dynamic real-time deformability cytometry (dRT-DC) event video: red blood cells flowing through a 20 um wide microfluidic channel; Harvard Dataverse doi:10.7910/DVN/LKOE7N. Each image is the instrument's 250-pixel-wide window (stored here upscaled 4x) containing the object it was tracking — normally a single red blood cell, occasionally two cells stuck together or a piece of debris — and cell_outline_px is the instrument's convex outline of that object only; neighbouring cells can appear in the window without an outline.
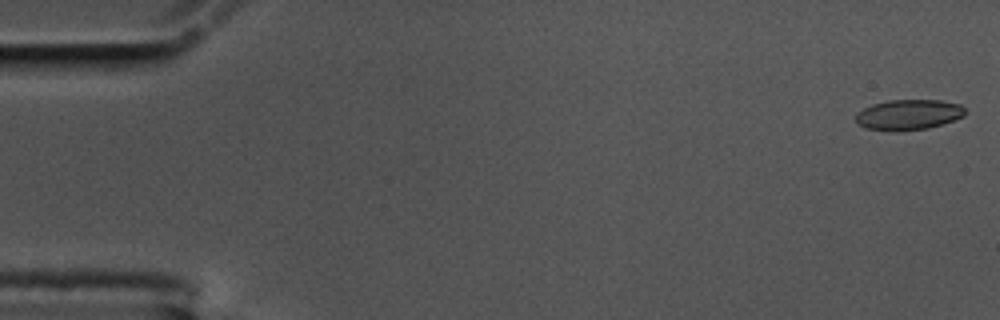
{"species": "common noctule bat (a hibernating species)", "species_latin": "Nyctalus noctula", "temperature_condition": "cold", "stored_images_in_passage": 57, "camera_frame_rate_fps": 3000, "um_per_image_px": 0.085, "animal": {"sex": "male", "body_mass_g": 17.5, "forearm_length_mm": 52.3}, "frame": {"image": 1, "passage_image": 1, "time_ms": 0.0, "image_size_px": [1000, 320], "cell_outline_px": [[964, 116], [928, 128], [900, 132], [896, 132], [864, 128], [856, 120], [856, 112], [872, 104], [888, 100], [940, 100], [960, 104], [964, 108]], "centroid_in_image_um": [77.19, 9.75], "position_along_channel_um": 7.8, "area_um2": 19.42}}
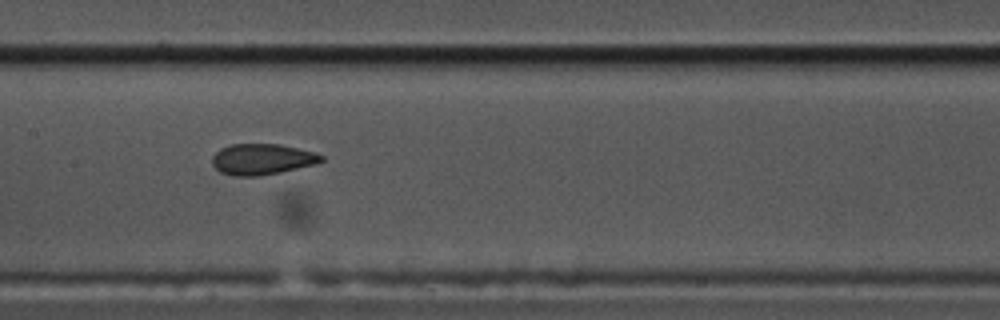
{"frame": {"image": 2, "passage_image": 28, "time_ms": 9.0, "image_size_px": [1000, 320], "cell_outline_px": [[324, 160], [316, 164], [280, 172], [260, 176], [232, 176], [220, 172], [212, 164], [212, 156], [220, 148], [228, 144], [280, 144], [312, 152], [324, 156]], "centroid_in_image_um": [22.24, 13.54], "position_along_channel_um": 185.2, "area_um2": 19.71}}
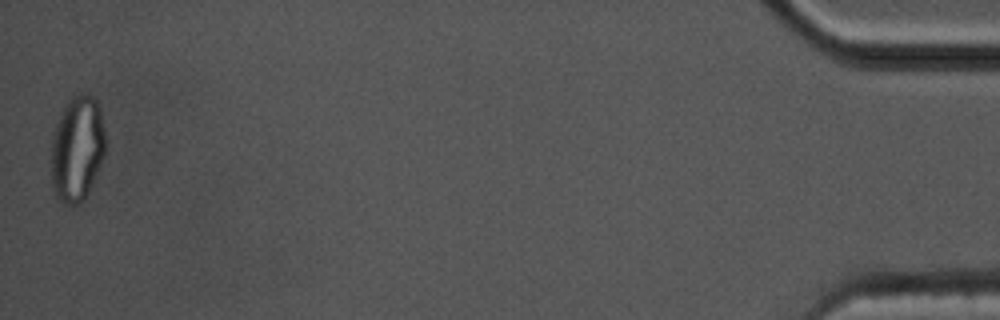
{"frame": {"image": 3, "passage_image": 57, "time_ms": 18.667, "image_size_px": [1000, 320], "cell_outline_px": [[104, 156], [88, 192], [84, 200], [80, 204], [64, 204], [56, 196], [52, 188], [52, 136], [56, 124], [68, 100], [72, 96], [84, 92], [92, 96], [96, 100], [100, 108], [104, 132]], "centroid_in_image_um": [6.55, 12.64], "position_along_channel_um": 428.6, "area_um2": 33.12}, "authors_computed_cell_mechanics": {"area_um2": 19.8832, "velocity_mm_per_s": 3.493, "shape_relaxation_time_tau1_ms": null, "shape_relaxation_time_tau2_ms": 1.5243, "deformation_change_tau1": null, "deformation_change_tau2": 0.0631}}